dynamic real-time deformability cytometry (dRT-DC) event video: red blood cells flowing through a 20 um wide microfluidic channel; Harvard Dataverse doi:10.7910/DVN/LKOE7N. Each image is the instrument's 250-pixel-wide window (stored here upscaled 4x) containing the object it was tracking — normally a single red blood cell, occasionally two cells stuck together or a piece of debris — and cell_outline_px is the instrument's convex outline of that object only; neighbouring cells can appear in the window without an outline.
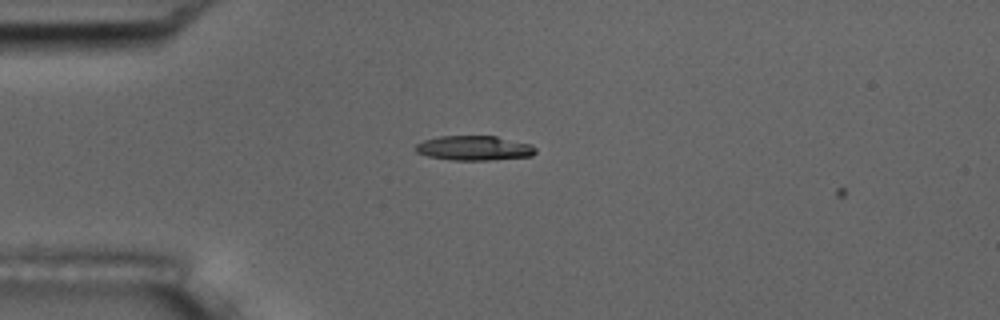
{"species": "common noctule bat (a hibernating species)", "species_latin": "Nyctalus noctula", "temperature_condition": "room temperature", "stored_images_in_passage": 2, "camera_frame_rate_fps": 3000, "um_per_image_px": 0.085, "animal": {"sex": "male", "body_mass_g": 17.5, "forearm_length_mm": 52.3}, "frame": {"image": 1, "passage_image": 1, "time_ms": 0.0, "image_size_px": [1000, 320], "cell_outline_px": [[536, 152], [532, 156], [488, 160], [452, 160], [428, 156], [416, 152], [416, 144], [424, 140], [440, 136], [496, 136], [532, 144], [536, 148]], "centroid_in_image_um": [40.33, 12.58], "position_along_channel_um": 44.7, "area_um2": 17.22}}